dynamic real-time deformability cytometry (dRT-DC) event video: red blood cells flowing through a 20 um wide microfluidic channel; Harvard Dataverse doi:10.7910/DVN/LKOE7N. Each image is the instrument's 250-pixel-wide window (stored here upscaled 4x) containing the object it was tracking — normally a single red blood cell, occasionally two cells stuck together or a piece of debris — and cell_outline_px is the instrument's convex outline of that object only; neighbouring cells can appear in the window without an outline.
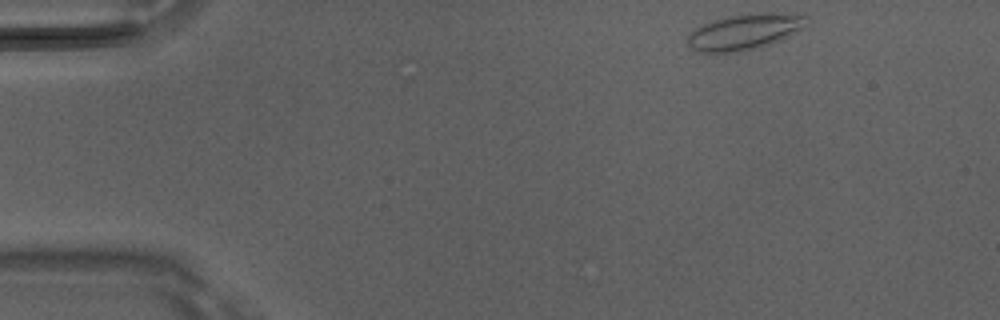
{"species": "Egyptian fruit bat (a non-hibernating species)", "species_latin": "Rousettus aegyptiacus", "temperature_condition": "room temperature", "stored_images_in_passage": 45, "camera_frame_rate_fps": 3000, "um_per_image_px": 0.085, "animal": {"sex": "male"}, "frame": {"image": 1, "passage_image": 1, "time_ms": 0.0, "image_size_px": [1000, 320], "cell_outline_px": [[808, 24], [780, 40], [768, 44], [740, 52], [700, 52], [692, 48], [688, 44], [688, 36], [696, 28], [712, 20], [748, 12], [768, 12], [808, 16]], "centroid_in_image_um": [63.29, 2.68], "position_along_channel_um": 21.7, "area_um2": 24.51}}
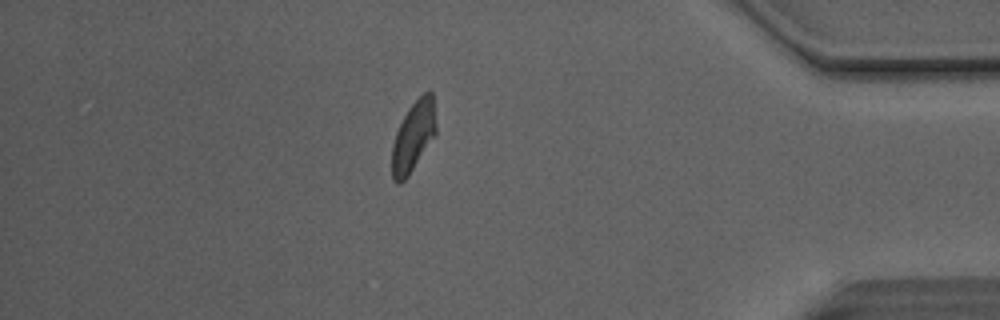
{"frame": {"image": 2, "passage_image": 38, "time_ms": 12.333, "image_size_px": [1000, 320], "cell_outline_px": [[436, 132], [408, 176], [400, 184], [396, 184], [392, 180], [392, 144], [396, 132], [408, 108], [428, 88], [432, 92], [436, 124]], "centroid_in_image_um": [35.12, 11.59], "position_along_channel_um": 400.1, "area_um2": 17.86}}
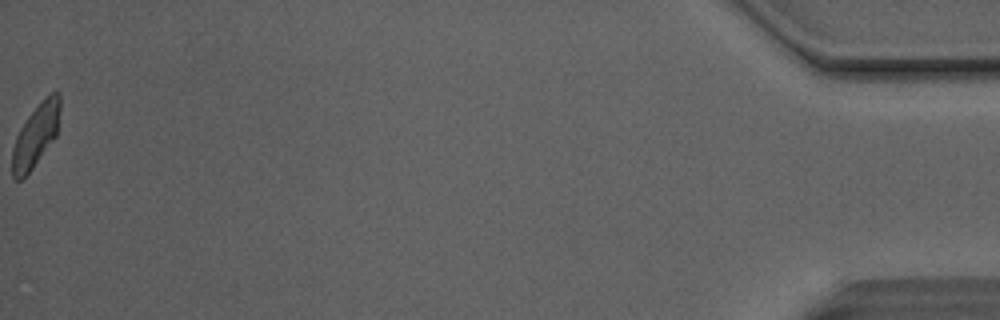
{"frame": {"image": 3, "passage_image": 45, "time_ms": 14.667, "image_size_px": [1000, 320], "cell_outline_px": [[60, 108], [56, 136], [32, 168], [20, 180], [16, 180], [12, 176], [12, 148], [16, 136], [20, 128], [28, 116], [52, 92], [60, 92]], "centroid_in_image_um": [3.02, 11.53], "position_along_channel_um": 432.2, "area_um2": 16.99}, "authors_computed_cell_mechanics": {"area_um2": 18.6116, "velocity_mm_per_s": 4.1129, "shape_relaxation_time_tau1_ms": 3.0805, "shape_relaxation_time_tau2_ms": 1.4462, "deformation_change_tau1": 0.1172, "deformation_change_tau2": 0.083}}